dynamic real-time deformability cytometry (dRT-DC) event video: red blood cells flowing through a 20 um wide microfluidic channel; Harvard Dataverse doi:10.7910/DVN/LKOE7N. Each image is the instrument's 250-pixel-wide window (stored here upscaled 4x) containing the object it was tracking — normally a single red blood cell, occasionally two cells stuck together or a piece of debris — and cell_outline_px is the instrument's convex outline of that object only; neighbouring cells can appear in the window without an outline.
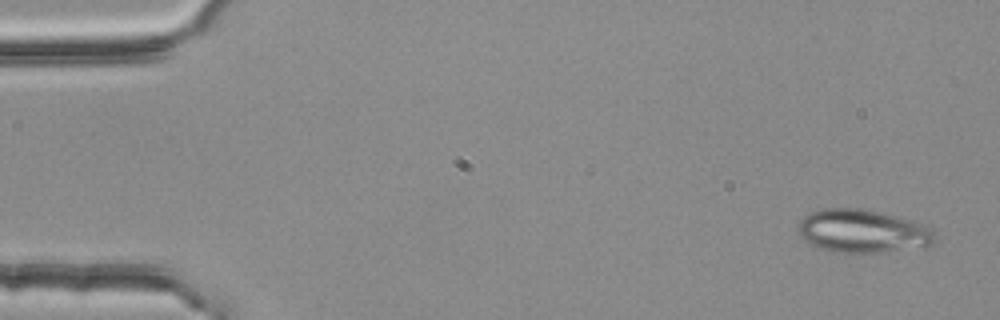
{"species": "common noctule bat (a hibernating species)", "species_latin": "Nyctalus noctula", "temperature_condition": "room temperature", "stored_images_in_passage": 7, "camera_frame_rate_fps": 3000, "um_per_image_px": 0.085, "animal": {"sex": "female", "body_mass_g": 25.1}, "frame": {"image": 1, "passage_image": 1, "time_ms": 0.0, "image_size_px": [1000, 320], "cell_outline_px": [[936, 240], [932, 244], [876, 252], [836, 252], [820, 248], [804, 240], [800, 236], [800, 220], [808, 212], [824, 208], [860, 208], [880, 212], [896, 216], [924, 224], [932, 228], [936, 232]], "centroid_in_image_um": [73.31, 19.62], "position_along_channel_um": 11.7, "area_um2": 33.99}}
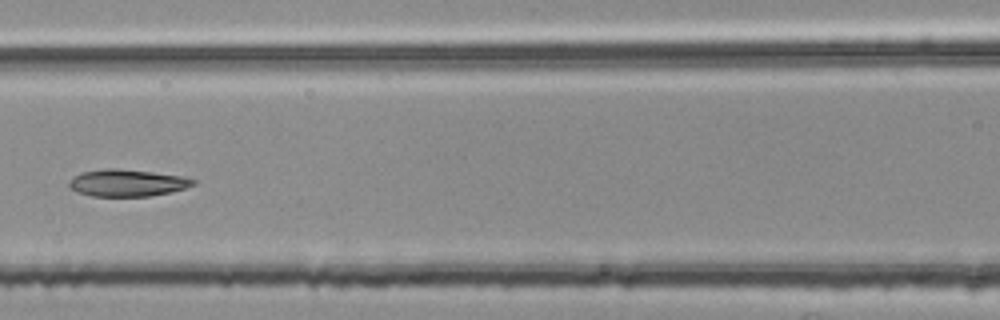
{"frame": {"image": 2, "passage_image": 7, "time_ms": 2.0, "image_size_px": [1000, 320], "cell_outline_px": [[196, 184], [172, 192], [148, 196], [92, 196], [76, 192], [68, 184], [80, 172], [104, 168], [116, 168], [152, 172], [180, 176], [196, 180]], "centroid_in_image_um": [10.81, 15.54], "position_along_channel_um": 155.8, "area_um2": 19.36}}